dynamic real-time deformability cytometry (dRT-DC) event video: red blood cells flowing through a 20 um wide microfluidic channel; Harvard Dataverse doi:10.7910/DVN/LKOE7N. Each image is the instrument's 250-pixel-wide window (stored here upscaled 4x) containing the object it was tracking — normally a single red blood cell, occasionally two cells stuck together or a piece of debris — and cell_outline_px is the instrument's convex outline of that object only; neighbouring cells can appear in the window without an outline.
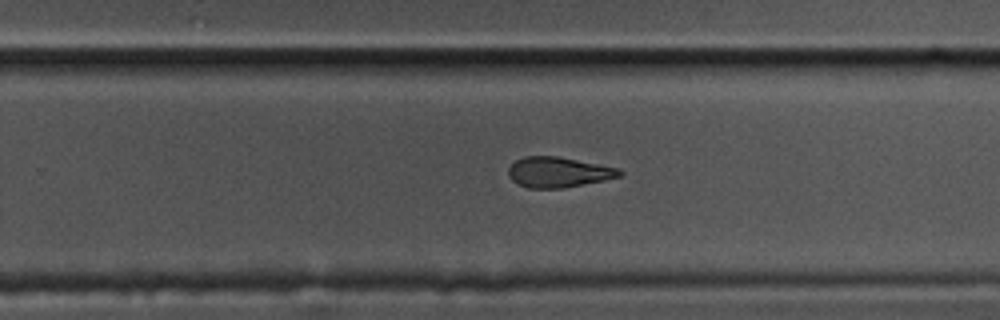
{"species": "common noctule bat (a hibernating species)", "species_latin": "Nyctalus noctula", "temperature_condition": "cold", "stored_images_in_passage": 45, "camera_frame_rate_fps": 3000, "um_per_image_px": 0.085, "animal": {"sex": "male", "body_mass_g": 17.5, "forearm_length_mm": 52.3}, "frame": {"image": 1, "passage_image": 24, "time_ms": 7.667, "image_size_px": [1000, 320], "cell_outline_px": [[624, 172], [620, 176], [604, 180], [564, 188], [528, 188], [512, 180], [508, 176], [508, 168], [516, 160], [524, 156], [556, 156], [620, 168]], "centroid_in_image_um": [47.46, 14.63], "position_along_channel_um": 282.3, "area_um2": 19.59}}
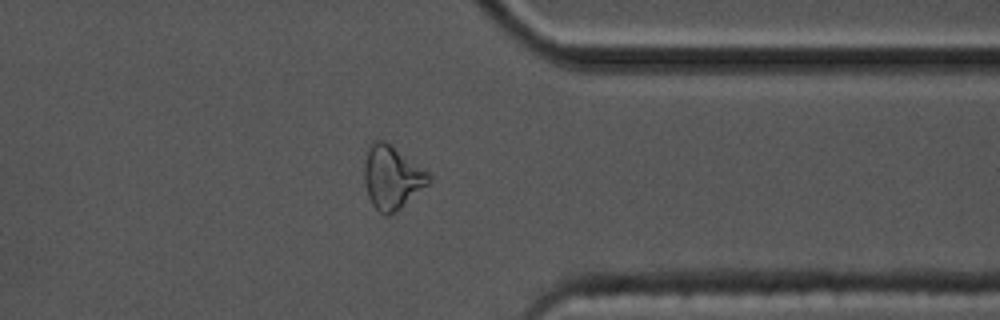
{"frame": {"image": 2, "passage_image": 33, "time_ms": 10.667, "image_size_px": [1000, 320], "cell_outline_px": [[432, 180], [428, 184], [400, 208], [388, 216], [384, 216], [372, 204], [368, 196], [364, 184], [364, 164], [372, 140], [384, 140], [428, 172], [432, 176]], "centroid_in_image_um": [33.3, 15.09], "position_along_channel_um": 378.1, "area_um2": 23.47}}
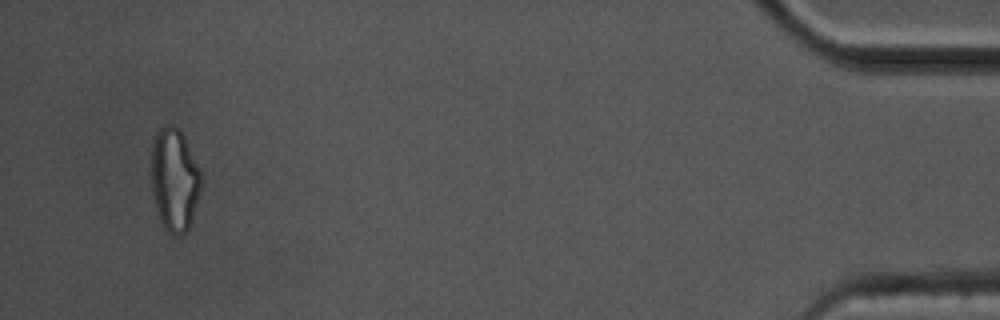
{"frame": {"image": 3, "passage_image": 43, "time_ms": 14.0, "image_size_px": [1000, 320], "cell_outline_px": [[200, 192], [188, 228], [180, 236], [172, 236], [168, 232], [160, 220], [156, 208], [152, 188], [152, 144], [156, 132], [164, 124], [172, 124], [180, 128], [184, 136], [200, 172]], "centroid_in_image_um": [14.81, 15.24], "position_along_channel_um": 420.4, "area_um2": 29.54}}